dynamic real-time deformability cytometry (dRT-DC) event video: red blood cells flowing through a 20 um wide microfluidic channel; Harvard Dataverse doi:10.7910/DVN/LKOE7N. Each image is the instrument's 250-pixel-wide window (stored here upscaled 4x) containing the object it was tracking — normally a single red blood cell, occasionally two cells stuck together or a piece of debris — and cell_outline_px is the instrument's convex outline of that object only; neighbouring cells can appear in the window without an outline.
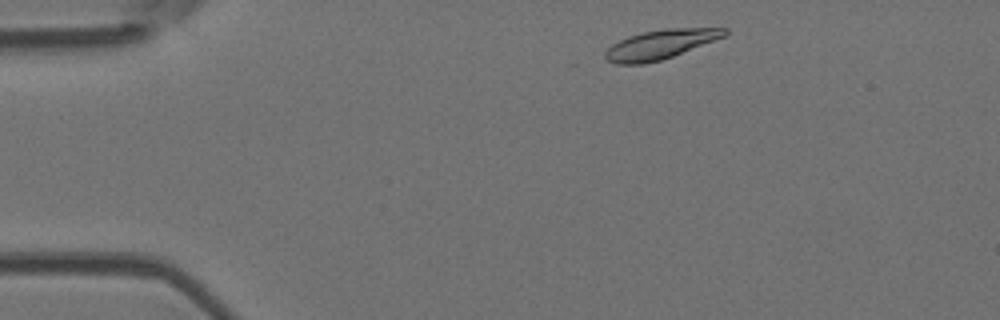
{"species": "Egyptian fruit bat (a non-hibernating species)", "species_latin": "Rousettus aegyptiacus", "temperature_condition": "room temperature", "stored_images_in_passage": 38, "camera_frame_rate_fps": 3000, "um_per_image_px": 0.085, "animal": {"sex": "female"}, "frame": {"image": 1, "passage_image": 3, "time_ms": 0.667, "image_size_px": [1000, 320], "cell_outline_px": [[728, 32], [724, 36], [672, 56], [660, 60], [644, 64], [616, 64], [608, 60], [604, 56], [604, 52], [612, 44], [628, 36], [644, 32], [668, 28], [728, 28]], "centroid_in_image_um": [56.09, 3.78], "position_along_channel_um": 28.9, "area_um2": 20.0}}
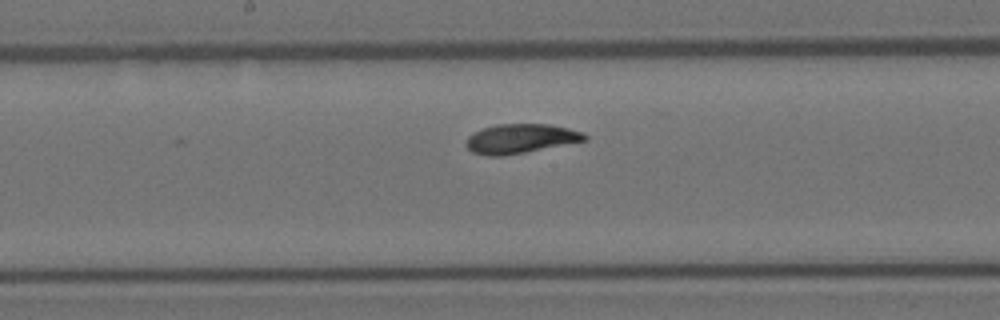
{"frame": {"image": 2, "passage_image": 22, "time_ms": 7.0, "image_size_px": [1000, 320], "cell_outline_px": [[588, 140], [504, 156], [488, 156], [472, 152], [464, 144], [468, 136], [472, 132], [496, 124], [548, 124], [568, 128], [584, 132], [588, 136]], "centroid_in_image_um": [44.24, 11.78], "position_along_channel_um": 204.0, "area_um2": 20.4}}
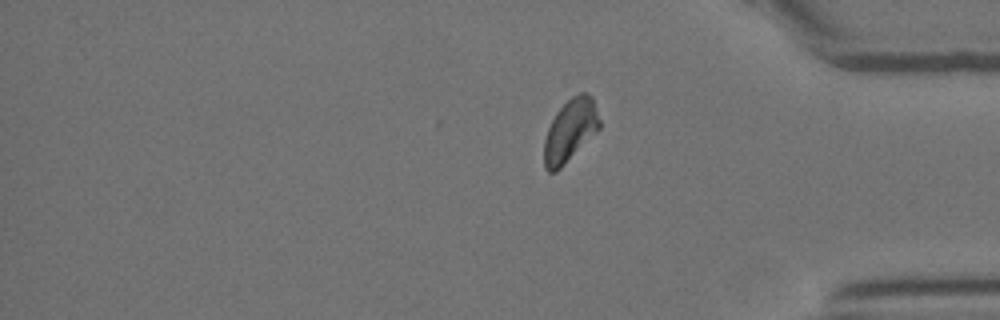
{"frame": {"image": 3, "passage_image": 38, "time_ms": 12.333, "image_size_px": [1000, 320], "cell_outline_px": [[600, 128], [556, 172], [548, 172], [544, 168], [544, 140], [548, 128], [556, 112], [572, 96], [580, 92], [588, 92], [592, 96], [600, 120]], "centroid_in_image_um": [48.46, 11.07], "position_along_channel_um": 386.7, "area_um2": 20.0}, "authors_computed_cell_mechanics": {"area_um2": 20.4034, "velocity_mm_per_s": 3.7282, "shape_relaxation_time_tau1_ms": 3.4367, "shape_relaxation_time_tau2_ms": 1.5253, "deformation_change_tau1": 0.1386, "deformation_change_tau2": 0.0578}}